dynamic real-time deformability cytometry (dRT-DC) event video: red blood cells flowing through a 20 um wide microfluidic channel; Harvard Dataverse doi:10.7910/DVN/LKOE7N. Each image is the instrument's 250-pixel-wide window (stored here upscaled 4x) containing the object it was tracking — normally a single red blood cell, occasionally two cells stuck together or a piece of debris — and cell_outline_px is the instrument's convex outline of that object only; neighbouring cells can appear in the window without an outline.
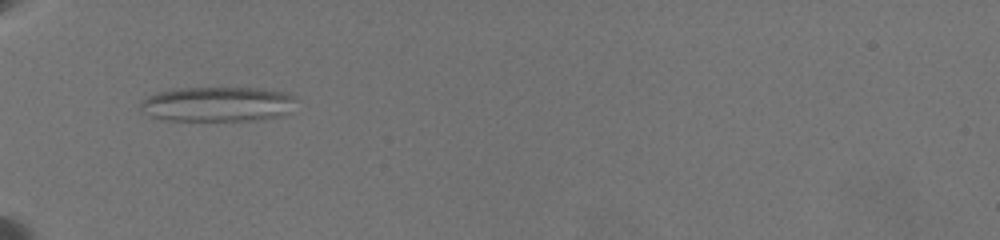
{"species": "common noctule bat (a hibernating species)", "species_latin": "Nyctalus noctula", "temperature_condition": "warm", "stored_images_in_passage": 56, "camera_frame_rate_fps": 3000, "um_per_image_px": 0.085, "animal": {"sex": "female", "body_mass_g": 19.5, "forearm_length_mm": 54.1}, "frame": {"image": 1, "passage_image": 1, "time_ms": 0.0, "image_size_px": [1000, 240], "cell_outline_px": [[296, 96], [292, 112], [280, 116], [264, 120], [160, 120], [148, 116], [140, 108], [140, 104], [148, 96], [156, 92], [180, 88], [264, 88], [288, 92]], "centroid_in_image_um": [18.55, 8.85], "position_along_channel_um": 66.4, "area_um2": 32.14}}
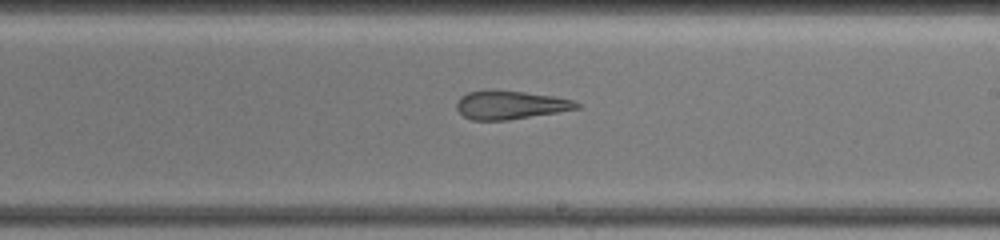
{"frame": {"image": 2, "passage_image": 23, "time_ms": 5.333, "image_size_px": [1000, 240], "cell_outline_px": [[580, 108], [508, 120], [472, 120], [464, 116], [456, 108], [456, 104], [460, 96], [468, 92], [484, 88], [492, 88], [524, 92], [552, 96], [572, 100], [580, 104]], "centroid_in_image_um": [43.31, 8.89], "position_along_channel_um": 245.7, "area_um2": 20.11}}
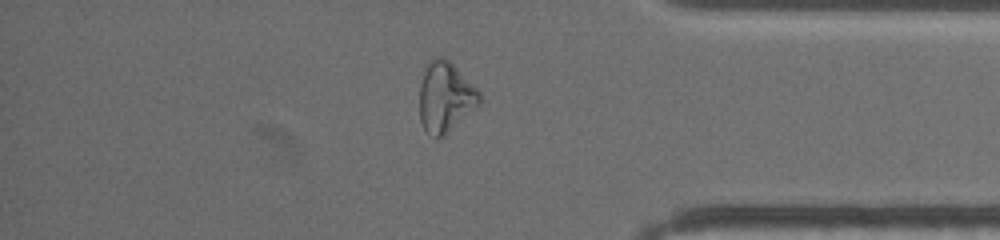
{"frame": {"image": 3, "passage_image": 44, "time_ms": 10.0, "image_size_px": [1000, 240], "cell_outline_px": [[480, 104], [440, 136], [436, 136], [428, 132], [424, 128], [420, 120], [420, 84], [424, 72], [428, 64], [432, 60], [440, 56], [444, 56], [480, 92]], "centroid_in_image_um": [37.84, 8.21], "position_along_channel_um": 397.4, "area_um2": 23.47}, "authors_computed_cell_mechanics": {"area_um2": 21.9062, "velocity_mm_per_s": 3.5192, "shape_relaxation_time_tau1_ms": null, "shape_relaxation_time_tau2_ms": 1.9255, "deformation_change_tau1": null, "deformation_change_tau2": 0.1196}}